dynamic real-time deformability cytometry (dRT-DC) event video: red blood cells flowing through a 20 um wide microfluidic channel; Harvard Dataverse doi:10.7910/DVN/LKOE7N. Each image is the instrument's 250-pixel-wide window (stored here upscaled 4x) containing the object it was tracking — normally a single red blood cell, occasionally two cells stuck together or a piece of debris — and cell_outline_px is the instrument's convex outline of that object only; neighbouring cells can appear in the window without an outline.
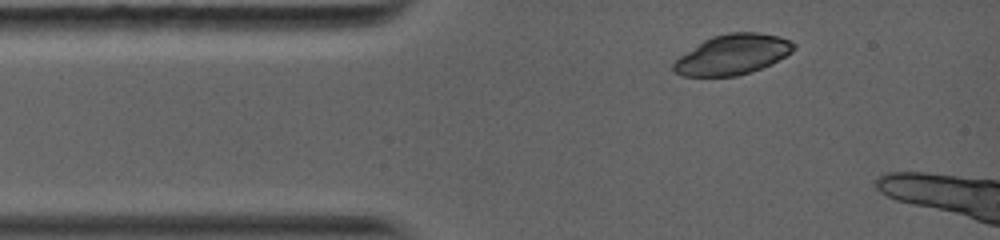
{"species": "common noctule bat (a hibernating species)", "species_latin": "Nyctalus noctula", "temperature_condition": "warm", "stored_images_in_passage": 2, "camera_frame_rate_fps": 5000, "um_per_image_px": 0.085, "animal": {"sex": "female", "body_mass_g": 19.0, "forearm_length_mm": 56.7}, "frame": {"image": 1, "passage_image": 1, "time_ms": 0.0, "image_size_px": [1000, 240], "cell_outline_px": [[796, 48], [792, 52], [772, 64], [752, 72], [736, 76], [680, 76], [672, 72], [672, 64], [680, 56], [704, 40], [712, 36], [728, 32], [756, 32], [780, 36], [796, 44]], "centroid_in_image_um": [62.28, 4.64], "position_along_channel_um": 22.7, "area_um2": 28.32}}